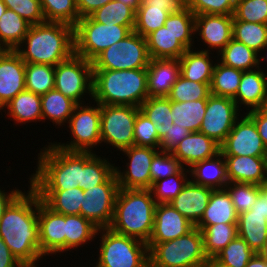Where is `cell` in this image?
<instances>
[{
  "instance_id": "1",
  "label": "cell",
  "mask_w": 267,
  "mask_h": 267,
  "mask_svg": "<svg viewBox=\"0 0 267 267\" xmlns=\"http://www.w3.org/2000/svg\"><path fill=\"white\" fill-rule=\"evenodd\" d=\"M0 237L12 255L24 266H38L40 252L38 194L30 186L5 209L0 218Z\"/></svg>"
},
{
  "instance_id": "2",
  "label": "cell",
  "mask_w": 267,
  "mask_h": 267,
  "mask_svg": "<svg viewBox=\"0 0 267 267\" xmlns=\"http://www.w3.org/2000/svg\"><path fill=\"white\" fill-rule=\"evenodd\" d=\"M15 51L25 63L56 66L75 53L74 27L62 22L31 25Z\"/></svg>"
},
{
  "instance_id": "3",
  "label": "cell",
  "mask_w": 267,
  "mask_h": 267,
  "mask_svg": "<svg viewBox=\"0 0 267 267\" xmlns=\"http://www.w3.org/2000/svg\"><path fill=\"white\" fill-rule=\"evenodd\" d=\"M155 207L150 189L119 188L109 228L148 243L154 228Z\"/></svg>"
},
{
  "instance_id": "4",
  "label": "cell",
  "mask_w": 267,
  "mask_h": 267,
  "mask_svg": "<svg viewBox=\"0 0 267 267\" xmlns=\"http://www.w3.org/2000/svg\"><path fill=\"white\" fill-rule=\"evenodd\" d=\"M36 173L30 176L34 190H67L79 187L82 177V152L67 151L54 143L42 147Z\"/></svg>"
},
{
  "instance_id": "5",
  "label": "cell",
  "mask_w": 267,
  "mask_h": 267,
  "mask_svg": "<svg viewBox=\"0 0 267 267\" xmlns=\"http://www.w3.org/2000/svg\"><path fill=\"white\" fill-rule=\"evenodd\" d=\"M148 97L146 68L93 70L94 103L140 107Z\"/></svg>"
},
{
  "instance_id": "6",
  "label": "cell",
  "mask_w": 267,
  "mask_h": 267,
  "mask_svg": "<svg viewBox=\"0 0 267 267\" xmlns=\"http://www.w3.org/2000/svg\"><path fill=\"white\" fill-rule=\"evenodd\" d=\"M147 246L149 267H201L208 258L202 231L197 227L176 239Z\"/></svg>"
},
{
  "instance_id": "7",
  "label": "cell",
  "mask_w": 267,
  "mask_h": 267,
  "mask_svg": "<svg viewBox=\"0 0 267 267\" xmlns=\"http://www.w3.org/2000/svg\"><path fill=\"white\" fill-rule=\"evenodd\" d=\"M99 257L97 267H149L147 243L114 232L109 227L99 228Z\"/></svg>"
},
{
  "instance_id": "8",
  "label": "cell",
  "mask_w": 267,
  "mask_h": 267,
  "mask_svg": "<svg viewBox=\"0 0 267 267\" xmlns=\"http://www.w3.org/2000/svg\"><path fill=\"white\" fill-rule=\"evenodd\" d=\"M131 32L127 26L103 24L90 16L82 17L74 26L75 54L92 62L101 52Z\"/></svg>"
},
{
  "instance_id": "9",
  "label": "cell",
  "mask_w": 267,
  "mask_h": 267,
  "mask_svg": "<svg viewBox=\"0 0 267 267\" xmlns=\"http://www.w3.org/2000/svg\"><path fill=\"white\" fill-rule=\"evenodd\" d=\"M149 61L146 38L132 31L101 52L92 65L93 70H132L147 68Z\"/></svg>"
},
{
  "instance_id": "10",
  "label": "cell",
  "mask_w": 267,
  "mask_h": 267,
  "mask_svg": "<svg viewBox=\"0 0 267 267\" xmlns=\"http://www.w3.org/2000/svg\"><path fill=\"white\" fill-rule=\"evenodd\" d=\"M55 89L76 104H85V95L93 97V65L75 53L55 66ZM87 93V94H85ZM83 99V100H81Z\"/></svg>"
},
{
  "instance_id": "11",
  "label": "cell",
  "mask_w": 267,
  "mask_h": 267,
  "mask_svg": "<svg viewBox=\"0 0 267 267\" xmlns=\"http://www.w3.org/2000/svg\"><path fill=\"white\" fill-rule=\"evenodd\" d=\"M139 107L130 105H100L101 143L120 150L134 145V125Z\"/></svg>"
},
{
  "instance_id": "12",
  "label": "cell",
  "mask_w": 267,
  "mask_h": 267,
  "mask_svg": "<svg viewBox=\"0 0 267 267\" xmlns=\"http://www.w3.org/2000/svg\"><path fill=\"white\" fill-rule=\"evenodd\" d=\"M97 106L85 103L77 104L68 121L71 137L67 144L55 142L54 144L67 151L94 152L92 148L99 147L101 143L100 131V104ZM89 105V106H88Z\"/></svg>"
},
{
  "instance_id": "13",
  "label": "cell",
  "mask_w": 267,
  "mask_h": 267,
  "mask_svg": "<svg viewBox=\"0 0 267 267\" xmlns=\"http://www.w3.org/2000/svg\"><path fill=\"white\" fill-rule=\"evenodd\" d=\"M118 191L119 184L114 172L104 183L83 191L80 215L98 228L109 227Z\"/></svg>"
},
{
  "instance_id": "14",
  "label": "cell",
  "mask_w": 267,
  "mask_h": 267,
  "mask_svg": "<svg viewBox=\"0 0 267 267\" xmlns=\"http://www.w3.org/2000/svg\"><path fill=\"white\" fill-rule=\"evenodd\" d=\"M239 115V108L233 99L210 95L199 132L221 145L234 127Z\"/></svg>"
},
{
  "instance_id": "15",
  "label": "cell",
  "mask_w": 267,
  "mask_h": 267,
  "mask_svg": "<svg viewBox=\"0 0 267 267\" xmlns=\"http://www.w3.org/2000/svg\"><path fill=\"white\" fill-rule=\"evenodd\" d=\"M241 118V119H240ZM220 145L223 156L267 157L264 146L254 121L244 112Z\"/></svg>"
},
{
  "instance_id": "16",
  "label": "cell",
  "mask_w": 267,
  "mask_h": 267,
  "mask_svg": "<svg viewBox=\"0 0 267 267\" xmlns=\"http://www.w3.org/2000/svg\"><path fill=\"white\" fill-rule=\"evenodd\" d=\"M160 149L144 146H131L122 150L128 157L126 168L123 172L115 167V175L119 188L124 189H150L151 175L150 165L154 155Z\"/></svg>"
},
{
  "instance_id": "17",
  "label": "cell",
  "mask_w": 267,
  "mask_h": 267,
  "mask_svg": "<svg viewBox=\"0 0 267 267\" xmlns=\"http://www.w3.org/2000/svg\"><path fill=\"white\" fill-rule=\"evenodd\" d=\"M40 252L43 256L65 253V215L53 212L38 196Z\"/></svg>"
},
{
  "instance_id": "18",
  "label": "cell",
  "mask_w": 267,
  "mask_h": 267,
  "mask_svg": "<svg viewBox=\"0 0 267 267\" xmlns=\"http://www.w3.org/2000/svg\"><path fill=\"white\" fill-rule=\"evenodd\" d=\"M24 90L25 62L15 50H0V110Z\"/></svg>"
},
{
  "instance_id": "19",
  "label": "cell",
  "mask_w": 267,
  "mask_h": 267,
  "mask_svg": "<svg viewBox=\"0 0 267 267\" xmlns=\"http://www.w3.org/2000/svg\"><path fill=\"white\" fill-rule=\"evenodd\" d=\"M233 15H195V34L199 33L202 42L207 44L208 49L203 51L211 52L215 49L217 54L233 38Z\"/></svg>"
},
{
  "instance_id": "20",
  "label": "cell",
  "mask_w": 267,
  "mask_h": 267,
  "mask_svg": "<svg viewBox=\"0 0 267 267\" xmlns=\"http://www.w3.org/2000/svg\"><path fill=\"white\" fill-rule=\"evenodd\" d=\"M195 225L169 203L156 204L154 228L147 244H157L176 239L190 232Z\"/></svg>"
},
{
  "instance_id": "21",
  "label": "cell",
  "mask_w": 267,
  "mask_h": 267,
  "mask_svg": "<svg viewBox=\"0 0 267 267\" xmlns=\"http://www.w3.org/2000/svg\"><path fill=\"white\" fill-rule=\"evenodd\" d=\"M259 57L258 68L243 71L238 91L233 98L238 108L244 105L246 110L250 111L267 107V72H263L260 68V59L264 61L265 56L259 55Z\"/></svg>"
},
{
  "instance_id": "22",
  "label": "cell",
  "mask_w": 267,
  "mask_h": 267,
  "mask_svg": "<svg viewBox=\"0 0 267 267\" xmlns=\"http://www.w3.org/2000/svg\"><path fill=\"white\" fill-rule=\"evenodd\" d=\"M213 190L196 184L190 179L182 191L169 204L196 225L208 206Z\"/></svg>"
},
{
  "instance_id": "23",
  "label": "cell",
  "mask_w": 267,
  "mask_h": 267,
  "mask_svg": "<svg viewBox=\"0 0 267 267\" xmlns=\"http://www.w3.org/2000/svg\"><path fill=\"white\" fill-rule=\"evenodd\" d=\"M183 165L192 167L195 163L215 157L220 145L205 134L190 132L171 152Z\"/></svg>"
},
{
  "instance_id": "24",
  "label": "cell",
  "mask_w": 267,
  "mask_h": 267,
  "mask_svg": "<svg viewBox=\"0 0 267 267\" xmlns=\"http://www.w3.org/2000/svg\"><path fill=\"white\" fill-rule=\"evenodd\" d=\"M228 182L260 185L267 179V157L224 156Z\"/></svg>"
},
{
  "instance_id": "25",
  "label": "cell",
  "mask_w": 267,
  "mask_h": 267,
  "mask_svg": "<svg viewBox=\"0 0 267 267\" xmlns=\"http://www.w3.org/2000/svg\"><path fill=\"white\" fill-rule=\"evenodd\" d=\"M147 70L149 97H167L180 75L178 59H150Z\"/></svg>"
},
{
  "instance_id": "26",
  "label": "cell",
  "mask_w": 267,
  "mask_h": 267,
  "mask_svg": "<svg viewBox=\"0 0 267 267\" xmlns=\"http://www.w3.org/2000/svg\"><path fill=\"white\" fill-rule=\"evenodd\" d=\"M238 214L226 189L212 191L208 206L203 216L195 226H209L215 224H237Z\"/></svg>"
},
{
  "instance_id": "27",
  "label": "cell",
  "mask_w": 267,
  "mask_h": 267,
  "mask_svg": "<svg viewBox=\"0 0 267 267\" xmlns=\"http://www.w3.org/2000/svg\"><path fill=\"white\" fill-rule=\"evenodd\" d=\"M191 180L199 185L212 189H225L229 183L226 174L224 156L218 153L215 157L195 163L188 168Z\"/></svg>"
},
{
  "instance_id": "28",
  "label": "cell",
  "mask_w": 267,
  "mask_h": 267,
  "mask_svg": "<svg viewBox=\"0 0 267 267\" xmlns=\"http://www.w3.org/2000/svg\"><path fill=\"white\" fill-rule=\"evenodd\" d=\"M266 218L267 213L254 212V210H249L238 215V236L255 253H259L267 241Z\"/></svg>"
},
{
  "instance_id": "29",
  "label": "cell",
  "mask_w": 267,
  "mask_h": 267,
  "mask_svg": "<svg viewBox=\"0 0 267 267\" xmlns=\"http://www.w3.org/2000/svg\"><path fill=\"white\" fill-rule=\"evenodd\" d=\"M212 53L203 51H195L194 48L187 51L178 59L180 62V75L187 80L199 83H211L213 69ZM212 61V62H211Z\"/></svg>"
},
{
  "instance_id": "30",
  "label": "cell",
  "mask_w": 267,
  "mask_h": 267,
  "mask_svg": "<svg viewBox=\"0 0 267 267\" xmlns=\"http://www.w3.org/2000/svg\"><path fill=\"white\" fill-rule=\"evenodd\" d=\"M150 59H179L187 48L164 25L146 37Z\"/></svg>"
},
{
  "instance_id": "31",
  "label": "cell",
  "mask_w": 267,
  "mask_h": 267,
  "mask_svg": "<svg viewBox=\"0 0 267 267\" xmlns=\"http://www.w3.org/2000/svg\"><path fill=\"white\" fill-rule=\"evenodd\" d=\"M35 191L40 200L53 212L62 215H80L84 195L81 188Z\"/></svg>"
},
{
  "instance_id": "32",
  "label": "cell",
  "mask_w": 267,
  "mask_h": 267,
  "mask_svg": "<svg viewBox=\"0 0 267 267\" xmlns=\"http://www.w3.org/2000/svg\"><path fill=\"white\" fill-rule=\"evenodd\" d=\"M4 108L8 109L9 119L13 118L17 125L42 121L41 96L33 92L27 90L20 92L3 107V111Z\"/></svg>"
},
{
  "instance_id": "33",
  "label": "cell",
  "mask_w": 267,
  "mask_h": 267,
  "mask_svg": "<svg viewBox=\"0 0 267 267\" xmlns=\"http://www.w3.org/2000/svg\"><path fill=\"white\" fill-rule=\"evenodd\" d=\"M107 159V160H106ZM115 163L101 158L95 152H82V177L79 188L83 191L104 183L114 172Z\"/></svg>"
},
{
  "instance_id": "34",
  "label": "cell",
  "mask_w": 267,
  "mask_h": 267,
  "mask_svg": "<svg viewBox=\"0 0 267 267\" xmlns=\"http://www.w3.org/2000/svg\"><path fill=\"white\" fill-rule=\"evenodd\" d=\"M77 104L55 88L41 96L42 121L49 119L55 126L68 123Z\"/></svg>"
},
{
  "instance_id": "35",
  "label": "cell",
  "mask_w": 267,
  "mask_h": 267,
  "mask_svg": "<svg viewBox=\"0 0 267 267\" xmlns=\"http://www.w3.org/2000/svg\"><path fill=\"white\" fill-rule=\"evenodd\" d=\"M31 24L8 9L0 17V50H15L21 45Z\"/></svg>"
},
{
  "instance_id": "36",
  "label": "cell",
  "mask_w": 267,
  "mask_h": 267,
  "mask_svg": "<svg viewBox=\"0 0 267 267\" xmlns=\"http://www.w3.org/2000/svg\"><path fill=\"white\" fill-rule=\"evenodd\" d=\"M217 55L220 63L235 69L249 71L259 67V54L233 38Z\"/></svg>"
},
{
  "instance_id": "37",
  "label": "cell",
  "mask_w": 267,
  "mask_h": 267,
  "mask_svg": "<svg viewBox=\"0 0 267 267\" xmlns=\"http://www.w3.org/2000/svg\"><path fill=\"white\" fill-rule=\"evenodd\" d=\"M98 227L82 215H65V251L93 241L96 238Z\"/></svg>"
},
{
  "instance_id": "38",
  "label": "cell",
  "mask_w": 267,
  "mask_h": 267,
  "mask_svg": "<svg viewBox=\"0 0 267 267\" xmlns=\"http://www.w3.org/2000/svg\"><path fill=\"white\" fill-rule=\"evenodd\" d=\"M207 99L196 101L174 102L171 101V117L173 124L197 132L200 129L206 112Z\"/></svg>"
},
{
  "instance_id": "39",
  "label": "cell",
  "mask_w": 267,
  "mask_h": 267,
  "mask_svg": "<svg viewBox=\"0 0 267 267\" xmlns=\"http://www.w3.org/2000/svg\"><path fill=\"white\" fill-rule=\"evenodd\" d=\"M202 231L205 255L215 257L238 236L237 224L195 226Z\"/></svg>"
},
{
  "instance_id": "40",
  "label": "cell",
  "mask_w": 267,
  "mask_h": 267,
  "mask_svg": "<svg viewBox=\"0 0 267 267\" xmlns=\"http://www.w3.org/2000/svg\"><path fill=\"white\" fill-rule=\"evenodd\" d=\"M242 74V70L226 66L217 60L210 84L211 95L233 99L238 91Z\"/></svg>"
},
{
  "instance_id": "41",
  "label": "cell",
  "mask_w": 267,
  "mask_h": 267,
  "mask_svg": "<svg viewBox=\"0 0 267 267\" xmlns=\"http://www.w3.org/2000/svg\"><path fill=\"white\" fill-rule=\"evenodd\" d=\"M136 11L120 1L112 0L89 15L94 21L109 25L127 26L133 31Z\"/></svg>"
},
{
  "instance_id": "42",
  "label": "cell",
  "mask_w": 267,
  "mask_h": 267,
  "mask_svg": "<svg viewBox=\"0 0 267 267\" xmlns=\"http://www.w3.org/2000/svg\"><path fill=\"white\" fill-rule=\"evenodd\" d=\"M55 66L48 64L25 63L26 90L44 95L55 88Z\"/></svg>"
},
{
  "instance_id": "43",
  "label": "cell",
  "mask_w": 267,
  "mask_h": 267,
  "mask_svg": "<svg viewBox=\"0 0 267 267\" xmlns=\"http://www.w3.org/2000/svg\"><path fill=\"white\" fill-rule=\"evenodd\" d=\"M233 39L245 44L256 53H262L267 45V24L233 20Z\"/></svg>"
},
{
  "instance_id": "44",
  "label": "cell",
  "mask_w": 267,
  "mask_h": 267,
  "mask_svg": "<svg viewBox=\"0 0 267 267\" xmlns=\"http://www.w3.org/2000/svg\"><path fill=\"white\" fill-rule=\"evenodd\" d=\"M46 22H62L73 27L80 19L76 0H40Z\"/></svg>"
},
{
  "instance_id": "45",
  "label": "cell",
  "mask_w": 267,
  "mask_h": 267,
  "mask_svg": "<svg viewBox=\"0 0 267 267\" xmlns=\"http://www.w3.org/2000/svg\"><path fill=\"white\" fill-rule=\"evenodd\" d=\"M188 174L190 171L183 167L177 174L152 183L150 190L156 204L170 203L190 180Z\"/></svg>"
},
{
  "instance_id": "46",
  "label": "cell",
  "mask_w": 267,
  "mask_h": 267,
  "mask_svg": "<svg viewBox=\"0 0 267 267\" xmlns=\"http://www.w3.org/2000/svg\"><path fill=\"white\" fill-rule=\"evenodd\" d=\"M164 26L172 31L177 36V39L187 49L193 48V37L195 36V15L188 7L182 12L170 13L164 23Z\"/></svg>"
},
{
  "instance_id": "47",
  "label": "cell",
  "mask_w": 267,
  "mask_h": 267,
  "mask_svg": "<svg viewBox=\"0 0 267 267\" xmlns=\"http://www.w3.org/2000/svg\"><path fill=\"white\" fill-rule=\"evenodd\" d=\"M139 108L156 125L158 132L162 128L173 126L171 100L168 97H148Z\"/></svg>"
},
{
  "instance_id": "48",
  "label": "cell",
  "mask_w": 267,
  "mask_h": 267,
  "mask_svg": "<svg viewBox=\"0 0 267 267\" xmlns=\"http://www.w3.org/2000/svg\"><path fill=\"white\" fill-rule=\"evenodd\" d=\"M210 84L190 81L179 75L167 97L174 102L208 99L211 95Z\"/></svg>"
},
{
  "instance_id": "49",
  "label": "cell",
  "mask_w": 267,
  "mask_h": 267,
  "mask_svg": "<svg viewBox=\"0 0 267 267\" xmlns=\"http://www.w3.org/2000/svg\"><path fill=\"white\" fill-rule=\"evenodd\" d=\"M225 189L230 194L237 214L249 211L260 195L259 185L229 182Z\"/></svg>"
},
{
  "instance_id": "50",
  "label": "cell",
  "mask_w": 267,
  "mask_h": 267,
  "mask_svg": "<svg viewBox=\"0 0 267 267\" xmlns=\"http://www.w3.org/2000/svg\"><path fill=\"white\" fill-rule=\"evenodd\" d=\"M254 254L248 244L237 236L215 258L227 267H245Z\"/></svg>"
},
{
  "instance_id": "51",
  "label": "cell",
  "mask_w": 267,
  "mask_h": 267,
  "mask_svg": "<svg viewBox=\"0 0 267 267\" xmlns=\"http://www.w3.org/2000/svg\"><path fill=\"white\" fill-rule=\"evenodd\" d=\"M170 13L161 8H138L135 15L133 31L146 37L162 27Z\"/></svg>"
},
{
  "instance_id": "52",
  "label": "cell",
  "mask_w": 267,
  "mask_h": 267,
  "mask_svg": "<svg viewBox=\"0 0 267 267\" xmlns=\"http://www.w3.org/2000/svg\"><path fill=\"white\" fill-rule=\"evenodd\" d=\"M182 168L183 165L171 152L159 150L150 165L151 187L152 183L177 174Z\"/></svg>"
},
{
  "instance_id": "53",
  "label": "cell",
  "mask_w": 267,
  "mask_h": 267,
  "mask_svg": "<svg viewBox=\"0 0 267 267\" xmlns=\"http://www.w3.org/2000/svg\"><path fill=\"white\" fill-rule=\"evenodd\" d=\"M233 20L267 24V0H238Z\"/></svg>"
},
{
  "instance_id": "54",
  "label": "cell",
  "mask_w": 267,
  "mask_h": 267,
  "mask_svg": "<svg viewBox=\"0 0 267 267\" xmlns=\"http://www.w3.org/2000/svg\"><path fill=\"white\" fill-rule=\"evenodd\" d=\"M134 145L160 149V140L156 125L140 110L135 119Z\"/></svg>"
},
{
  "instance_id": "55",
  "label": "cell",
  "mask_w": 267,
  "mask_h": 267,
  "mask_svg": "<svg viewBox=\"0 0 267 267\" xmlns=\"http://www.w3.org/2000/svg\"><path fill=\"white\" fill-rule=\"evenodd\" d=\"M238 0H187V7L194 15H233Z\"/></svg>"
},
{
  "instance_id": "56",
  "label": "cell",
  "mask_w": 267,
  "mask_h": 267,
  "mask_svg": "<svg viewBox=\"0 0 267 267\" xmlns=\"http://www.w3.org/2000/svg\"><path fill=\"white\" fill-rule=\"evenodd\" d=\"M8 9L15 11L29 24L36 25L46 22L40 0H2Z\"/></svg>"
},
{
  "instance_id": "57",
  "label": "cell",
  "mask_w": 267,
  "mask_h": 267,
  "mask_svg": "<svg viewBox=\"0 0 267 267\" xmlns=\"http://www.w3.org/2000/svg\"><path fill=\"white\" fill-rule=\"evenodd\" d=\"M190 131L184 127H180L177 124L162 128L159 134L160 150L166 152H172L175 147L187 137Z\"/></svg>"
},
{
  "instance_id": "58",
  "label": "cell",
  "mask_w": 267,
  "mask_h": 267,
  "mask_svg": "<svg viewBox=\"0 0 267 267\" xmlns=\"http://www.w3.org/2000/svg\"><path fill=\"white\" fill-rule=\"evenodd\" d=\"M138 8H161L169 13L182 12L187 8V0H141Z\"/></svg>"
},
{
  "instance_id": "59",
  "label": "cell",
  "mask_w": 267,
  "mask_h": 267,
  "mask_svg": "<svg viewBox=\"0 0 267 267\" xmlns=\"http://www.w3.org/2000/svg\"><path fill=\"white\" fill-rule=\"evenodd\" d=\"M245 114L254 121L262 142L267 148V107L253 109Z\"/></svg>"
},
{
  "instance_id": "60",
  "label": "cell",
  "mask_w": 267,
  "mask_h": 267,
  "mask_svg": "<svg viewBox=\"0 0 267 267\" xmlns=\"http://www.w3.org/2000/svg\"><path fill=\"white\" fill-rule=\"evenodd\" d=\"M112 0H76L79 17L91 15L95 10L101 8Z\"/></svg>"
},
{
  "instance_id": "61",
  "label": "cell",
  "mask_w": 267,
  "mask_h": 267,
  "mask_svg": "<svg viewBox=\"0 0 267 267\" xmlns=\"http://www.w3.org/2000/svg\"><path fill=\"white\" fill-rule=\"evenodd\" d=\"M0 267H24L11 253L0 237Z\"/></svg>"
},
{
  "instance_id": "62",
  "label": "cell",
  "mask_w": 267,
  "mask_h": 267,
  "mask_svg": "<svg viewBox=\"0 0 267 267\" xmlns=\"http://www.w3.org/2000/svg\"><path fill=\"white\" fill-rule=\"evenodd\" d=\"M4 191L5 190L0 189V218L3 216L5 209L10 203L22 192L16 187L8 194Z\"/></svg>"
},
{
  "instance_id": "63",
  "label": "cell",
  "mask_w": 267,
  "mask_h": 267,
  "mask_svg": "<svg viewBox=\"0 0 267 267\" xmlns=\"http://www.w3.org/2000/svg\"><path fill=\"white\" fill-rule=\"evenodd\" d=\"M245 267H267V262L259 253H255Z\"/></svg>"
},
{
  "instance_id": "64",
  "label": "cell",
  "mask_w": 267,
  "mask_h": 267,
  "mask_svg": "<svg viewBox=\"0 0 267 267\" xmlns=\"http://www.w3.org/2000/svg\"><path fill=\"white\" fill-rule=\"evenodd\" d=\"M250 210H254V212L267 213V201L260 194L255 204L251 207Z\"/></svg>"
},
{
  "instance_id": "65",
  "label": "cell",
  "mask_w": 267,
  "mask_h": 267,
  "mask_svg": "<svg viewBox=\"0 0 267 267\" xmlns=\"http://www.w3.org/2000/svg\"><path fill=\"white\" fill-rule=\"evenodd\" d=\"M201 267H227V266L222 264L215 257H209L206 259V261Z\"/></svg>"
},
{
  "instance_id": "66",
  "label": "cell",
  "mask_w": 267,
  "mask_h": 267,
  "mask_svg": "<svg viewBox=\"0 0 267 267\" xmlns=\"http://www.w3.org/2000/svg\"><path fill=\"white\" fill-rule=\"evenodd\" d=\"M117 1H120L123 4L132 7L135 11L138 9L141 3V0H117Z\"/></svg>"
},
{
  "instance_id": "67",
  "label": "cell",
  "mask_w": 267,
  "mask_h": 267,
  "mask_svg": "<svg viewBox=\"0 0 267 267\" xmlns=\"http://www.w3.org/2000/svg\"><path fill=\"white\" fill-rule=\"evenodd\" d=\"M260 194L266 199L267 201V179L259 185Z\"/></svg>"
},
{
  "instance_id": "68",
  "label": "cell",
  "mask_w": 267,
  "mask_h": 267,
  "mask_svg": "<svg viewBox=\"0 0 267 267\" xmlns=\"http://www.w3.org/2000/svg\"><path fill=\"white\" fill-rule=\"evenodd\" d=\"M259 254L264 258V260L267 262V241L264 245V248L259 252Z\"/></svg>"
},
{
  "instance_id": "69",
  "label": "cell",
  "mask_w": 267,
  "mask_h": 267,
  "mask_svg": "<svg viewBox=\"0 0 267 267\" xmlns=\"http://www.w3.org/2000/svg\"><path fill=\"white\" fill-rule=\"evenodd\" d=\"M7 10L6 5L3 3L2 0H0V17L4 14V12Z\"/></svg>"
},
{
  "instance_id": "70",
  "label": "cell",
  "mask_w": 267,
  "mask_h": 267,
  "mask_svg": "<svg viewBox=\"0 0 267 267\" xmlns=\"http://www.w3.org/2000/svg\"><path fill=\"white\" fill-rule=\"evenodd\" d=\"M265 49H267V45L263 48V50L262 51H265ZM267 58V57H266Z\"/></svg>"
}]
</instances>
